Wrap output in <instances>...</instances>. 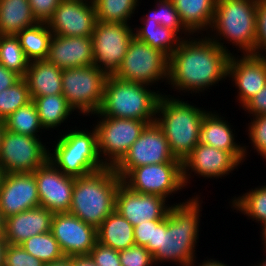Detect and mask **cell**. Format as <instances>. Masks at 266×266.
Wrapping results in <instances>:
<instances>
[{
	"label": "cell",
	"instance_id": "obj_27",
	"mask_svg": "<svg viewBox=\"0 0 266 266\" xmlns=\"http://www.w3.org/2000/svg\"><path fill=\"white\" fill-rule=\"evenodd\" d=\"M184 26L194 34L210 30L217 0H171Z\"/></svg>",
	"mask_w": 266,
	"mask_h": 266
},
{
	"label": "cell",
	"instance_id": "obj_37",
	"mask_svg": "<svg viewBox=\"0 0 266 266\" xmlns=\"http://www.w3.org/2000/svg\"><path fill=\"white\" fill-rule=\"evenodd\" d=\"M20 245L25 251L45 264L64 256L51 231L32 236Z\"/></svg>",
	"mask_w": 266,
	"mask_h": 266
},
{
	"label": "cell",
	"instance_id": "obj_5",
	"mask_svg": "<svg viewBox=\"0 0 266 266\" xmlns=\"http://www.w3.org/2000/svg\"><path fill=\"white\" fill-rule=\"evenodd\" d=\"M65 129L59 135H54V144L49 147L50 160L65 175L79 178L106 168L98 151L97 132L91 125L87 127ZM70 129V130H69ZM52 146V149H51ZM52 151V152H51Z\"/></svg>",
	"mask_w": 266,
	"mask_h": 266
},
{
	"label": "cell",
	"instance_id": "obj_3",
	"mask_svg": "<svg viewBox=\"0 0 266 266\" xmlns=\"http://www.w3.org/2000/svg\"><path fill=\"white\" fill-rule=\"evenodd\" d=\"M258 3L259 0H217L206 35L230 55L235 50L241 55L255 54ZM226 44L232 45V53Z\"/></svg>",
	"mask_w": 266,
	"mask_h": 266
},
{
	"label": "cell",
	"instance_id": "obj_2",
	"mask_svg": "<svg viewBox=\"0 0 266 266\" xmlns=\"http://www.w3.org/2000/svg\"><path fill=\"white\" fill-rule=\"evenodd\" d=\"M196 193L180 203L172 204L166 218L159 224L156 248L152 252L155 266L166 263L190 266L198 258L196 245L199 246L201 235L204 198L200 197L201 193Z\"/></svg>",
	"mask_w": 266,
	"mask_h": 266
},
{
	"label": "cell",
	"instance_id": "obj_8",
	"mask_svg": "<svg viewBox=\"0 0 266 266\" xmlns=\"http://www.w3.org/2000/svg\"><path fill=\"white\" fill-rule=\"evenodd\" d=\"M107 78L95 65L62 70V95L76 112L74 119L76 115L89 117L99 111Z\"/></svg>",
	"mask_w": 266,
	"mask_h": 266
},
{
	"label": "cell",
	"instance_id": "obj_28",
	"mask_svg": "<svg viewBox=\"0 0 266 266\" xmlns=\"http://www.w3.org/2000/svg\"><path fill=\"white\" fill-rule=\"evenodd\" d=\"M98 242L116 251L135 245L134 226L114 210L97 228Z\"/></svg>",
	"mask_w": 266,
	"mask_h": 266
},
{
	"label": "cell",
	"instance_id": "obj_11",
	"mask_svg": "<svg viewBox=\"0 0 266 266\" xmlns=\"http://www.w3.org/2000/svg\"><path fill=\"white\" fill-rule=\"evenodd\" d=\"M122 182L135 192L158 195L168 201L170 199V203L176 194H181L186 189L182 162L139 166L133 168Z\"/></svg>",
	"mask_w": 266,
	"mask_h": 266
},
{
	"label": "cell",
	"instance_id": "obj_55",
	"mask_svg": "<svg viewBox=\"0 0 266 266\" xmlns=\"http://www.w3.org/2000/svg\"><path fill=\"white\" fill-rule=\"evenodd\" d=\"M4 130H5V123L3 120H0V146H1V139H2Z\"/></svg>",
	"mask_w": 266,
	"mask_h": 266
},
{
	"label": "cell",
	"instance_id": "obj_14",
	"mask_svg": "<svg viewBox=\"0 0 266 266\" xmlns=\"http://www.w3.org/2000/svg\"><path fill=\"white\" fill-rule=\"evenodd\" d=\"M167 162L182 161L173 156L163 131L154 122L145 127L114 170L123 179L133 168Z\"/></svg>",
	"mask_w": 266,
	"mask_h": 266
},
{
	"label": "cell",
	"instance_id": "obj_47",
	"mask_svg": "<svg viewBox=\"0 0 266 266\" xmlns=\"http://www.w3.org/2000/svg\"><path fill=\"white\" fill-rule=\"evenodd\" d=\"M22 77L16 72L9 70L0 64V92L13 86Z\"/></svg>",
	"mask_w": 266,
	"mask_h": 266
},
{
	"label": "cell",
	"instance_id": "obj_50",
	"mask_svg": "<svg viewBox=\"0 0 266 266\" xmlns=\"http://www.w3.org/2000/svg\"><path fill=\"white\" fill-rule=\"evenodd\" d=\"M44 266H72V256H63L51 263H46Z\"/></svg>",
	"mask_w": 266,
	"mask_h": 266
},
{
	"label": "cell",
	"instance_id": "obj_4",
	"mask_svg": "<svg viewBox=\"0 0 266 266\" xmlns=\"http://www.w3.org/2000/svg\"><path fill=\"white\" fill-rule=\"evenodd\" d=\"M185 98L162 94L155 123L163 131L173 156L183 161L199 143L201 124L209 108H203Z\"/></svg>",
	"mask_w": 266,
	"mask_h": 266
},
{
	"label": "cell",
	"instance_id": "obj_10",
	"mask_svg": "<svg viewBox=\"0 0 266 266\" xmlns=\"http://www.w3.org/2000/svg\"><path fill=\"white\" fill-rule=\"evenodd\" d=\"M97 132L99 156L106 167H115L127 154L149 121L106 116H89ZM97 118V119H96Z\"/></svg>",
	"mask_w": 266,
	"mask_h": 266
},
{
	"label": "cell",
	"instance_id": "obj_54",
	"mask_svg": "<svg viewBox=\"0 0 266 266\" xmlns=\"http://www.w3.org/2000/svg\"><path fill=\"white\" fill-rule=\"evenodd\" d=\"M263 255L264 258L263 259L261 258V261L259 259L258 261H256V263L254 262V264H251V266H266V254L264 253Z\"/></svg>",
	"mask_w": 266,
	"mask_h": 266
},
{
	"label": "cell",
	"instance_id": "obj_33",
	"mask_svg": "<svg viewBox=\"0 0 266 266\" xmlns=\"http://www.w3.org/2000/svg\"><path fill=\"white\" fill-rule=\"evenodd\" d=\"M142 0H93L97 21L131 24ZM138 10V11H137ZM131 20V22H130Z\"/></svg>",
	"mask_w": 266,
	"mask_h": 266
},
{
	"label": "cell",
	"instance_id": "obj_31",
	"mask_svg": "<svg viewBox=\"0 0 266 266\" xmlns=\"http://www.w3.org/2000/svg\"><path fill=\"white\" fill-rule=\"evenodd\" d=\"M237 196V197H236ZM233 212L245 215L248 220L258 223L261 226L266 222V185H257L240 195L231 196L228 201ZM236 210V211H234Z\"/></svg>",
	"mask_w": 266,
	"mask_h": 266
},
{
	"label": "cell",
	"instance_id": "obj_36",
	"mask_svg": "<svg viewBox=\"0 0 266 266\" xmlns=\"http://www.w3.org/2000/svg\"><path fill=\"white\" fill-rule=\"evenodd\" d=\"M30 61L16 35H0V64L24 77Z\"/></svg>",
	"mask_w": 266,
	"mask_h": 266
},
{
	"label": "cell",
	"instance_id": "obj_48",
	"mask_svg": "<svg viewBox=\"0 0 266 266\" xmlns=\"http://www.w3.org/2000/svg\"><path fill=\"white\" fill-rule=\"evenodd\" d=\"M207 258V260H206ZM205 259L203 260H200L201 263H198L199 259H195L191 264L190 266H230L229 264L222 262L221 260L219 261L218 258H212L211 257H206ZM197 262V263H196ZM198 264V265H196Z\"/></svg>",
	"mask_w": 266,
	"mask_h": 266
},
{
	"label": "cell",
	"instance_id": "obj_6",
	"mask_svg": "<svg viewBox=\"0 0 266 266\" xmlns=\"http://www.w3.org/2000/svg\"><path fill=\"white\" fill-rule=\"evenodd\" d=\"M122 179L113 167L75 178L69 212L98 228L115 210L116 194Z\"/></svg>",
	"mask_w": 266,
	"mask_h": 266
},
{
	"label": "cell",
	"instance_id": "obj_29",
	"mask_svg": "<svg viewBox=\"0 0 266 266\" xmlns=\"http://www.w3.org/2000/svg\"><path fill=\"white\" fill-rule=\"evenodd\" d=\"M37 23L29 0H0V35H17Z\"/></svg>",
	"mask_w": 266,
	"mask_h": 266
},
{
	"label": "cell",
	"instance_id": "obj_40",
	"mask_svg": "<svg viewBox=\"0 0 266 266\" xmlns=\"http://www.w3.org/2000/svg\"><path fill=\"white\" fill-rule=\"evenodd\" d=\"M163 220H150L134 226L135 245L144 246L151 253L156 248L157 230Z\"/></svg>",
	"mask_w": 266,
	"mask_h": 266
},
{
	"label": "cell",
	"instance_id": "obj_53",
	"mask_svg": "<svg viewBox=\"0 0 266 266\" xmlns=\"http://www.w3.org/2000/svg\"><path fill=\"white\" fill-rule=\"evenodd\" d=\"M5 235V218L0 211V236Z\"/></svg>",
	"mask_w": 266,
	"mask_h": 266
},
{
	"label": "cell",
	"instance_id": "obj_9",
	"mask_svg": "<svg viewBox=\"0 0 266 266\" xmlns=\"http://www.w3.org/2000/svg\"><path fill=\"white\" fill-rule=\"evenodd\" d=\"M168 66L169 57L165 53L134 36L119 69L113 76L129 82L155 86L156 90L164 94L158 86L165 82L164 85L167 87Z\"/></svg>",
	"mask_w": 266,
	"mask_h": 266
},
{
	"label": "cell",
	"instance_id": "obj_51",
	"mask_svg": "<svg viewBox=\"0 0 266 266\" xmlns=\"http://www.w3.org/2000/svg\"><path fill=\"white\" fill-rule=\"evenodd\" d=\"M8 243L5 236H0V266H4L5 250Z\"/></svg>",
	"mask_w": 266,
	"mask_h": 266
},
{
	"label": "cell",
	"instance_id": "obj_44",
	"mask_svg": "<svg viewBox=\"0 0 266 266\" xmlns=\"http://www.w3.org/2000/svg\"><path fill=\"white\" fill-rule=\"evenodd\" d=\"M255 54L266 55V0L258 3Z\"/></svg>",
	"mask_w": 266,
	"mask_h": 266
},
{
	"label": "cell",
	"instance_id": "obj_41",
	"mask_svg": "<svg viewBox=\"0 0 266 266\" xmlns=\"http://www.w3.org/2000/svg\"><path fill=\"white\" fill-rule=\"evenodd\" d=\"M121 266H155L152 253L144 246H131L119 251Z\"/></svg>",
	"mask_w": 266,
	"mask_h": 266
},
{
	"label": "cell",
	"instance_id": "obj_35",
	"mask_svg": "<svg viewBox=\"0 0 266 266\" xmlns=\"http://www.w3.org/2000/svg\"><path fill=\"white\" fill-rule=\"evenodd\" d=\"M4 123L5 129L13 133L32 137H42L45 135L46 137V131H44L40 124L36 105L33 101H30L27 105L9 115L4 120Z\"/></svg>",
	"mask_w": 266,
	"mask_h": 266
},
{
	"label": "cell",
	"instance_id": "obj_24",
	"mask_svg": "<svg viewBox=\"0 0 266 266\" xmlns=\"http://www.w3.org/2000/svg\"><path fill=\"white\" fill-rule=\"evenodd\" d=\"M53 213L44 207L25 210L5 219V239L20 245L32 236L50 232Z\"/></svg>",
	"mask_w": 266,
	"mask_h": 266
},
{
	"label": "cell",
	"instance_id": "obj_17",
	"mask_svg": "<svg viewBox=\"0 0 266 266\" xmlns=\"http://www.w3.org/2000/svg\"><path fill=\"white\" fill-rule=\"evenodd\" d=\"M51 232L64 256L89 255L98 242L97 228L70 212L53 214Z\"/></svg>",
	"mask_w": 266,
	"mask_h": 266
},
{
	"label": "cell",
	"instance_id": "obj_45",
	"mask_svg": "<svg viewBox=\"0 0 266 266\" xmlns=\"http://www.w3.org/2000/svg\"><path fill=\"white\" fill-rule=\"evenodd\" d=\"M62 0H29L31 12L38 23H47Z\"/></svg>",
	"mask_w": 266,
	"mask_h": 266
},
{
	"label": "cell",
	"instance_id": "obj_25",
	"mask_svg": "<svg viewBox=\"0 0 266 266\" xmlns=\"http://www.w3.org/2000/svg\"><path fill=\"white\" fill-rule=\"evenodd\" d=\"M62 70L47 60L31 61L23 77L27 82L30 97L62 94Z\"/></svg>",
	"mask_w": 266,
	"mask_h": 266
},
{
	"label": "cell",
	"instance_id": "obj_56",
	"mask_svg": "<svg viewBox=\"0 0 266 266\" xmlns=\"http://www.w3.org/2000/svg\"><path fill=\"white\" fill-rule=\"evenodd\" d=\"M5 172L3 171V169L0 167V188H1V184L4 178Z\"/></svg>",
	"mask_w": 266,
	"mask_h": 266
},
{
	"label": "cell",
	"instance_id": "obj_12",
	"mask_svg": "<svg viewBox=\"0 0 266 266\" xmlns=\"http://www.w3.org/2000/svg\"><path fill=\"white\" fill-rule=\"evenodd\" d=\"M43 139V137L17 134L5 129L0 146V167L5 173L36 171L49 156V146Z\"/></svg>",
	"mask_w": 266,
	"mask_h": 266
},
{
	"label": "cell",
	"instance_id": "obj_13",
	"mask_svg": "<svg viewBox=\"0 0 266 266\" xmlns=\"http://www.w3.org/2000/svg\"><path fill=\"white\" fill-rule=\"evenodd\" d=\"M134 37V25L97 21L92 33L94 65L114 75L119 69Z\"/></svg>",
	"mask_w": 266,
	"mask_h": 266
},
{
	"label": "cell",
	"instance_id": "obj_30",
	"mask_svg": "<svg viewBox=\"0 0 266 266\" xmlns=\"http://www.w3.org/2000/svg\"><path fill=\"white\" fill-rule=\"evenodd\" d=\"M136 26V27H135ZM134 26V36L145 44L157 48L170 57L182 38L172 29L159 23L140 22Z\"/></svg>",
	"mask_w": 266,
	"mask_h": 266
},
{
	"label": "cell",
	"instance_id": "obj_42",
	"mask_svg": "<svg viewBox=\"0 0 266 266\" xmlns=\"http://www.w3.org/2000/svg\"><path fill=\"white\" fill-rule=\"evenodd\" d=\"M44 264L25 251L21 245L8 244L6 247L4 266H44Z\"/></svg>",
	"mask_w": 266,
	"mask_h": 266
},
{
	"label": "cell",
	"instance_id": "obj_19",
	"mask_svg": "<svg viewBox=\"0 0 266 266\" xmlns=\"http://www.w3.org/2000/svg\"><path fill=\"white\" fill-rule=\"evenodd\" d=\"M40 206L54 213L69 212L75 178L65 175L50 160L33 172Z\"/></svg>",
	"mask_w": 266,
	"mask_h": 266
},
{
	"label": "cell",
	"instance_id": "obj_16",
	"mask_svg": "<svg viewBox=\"0 0 266 266\" xmlns=\"http://www.w3.org/2000/svg\"><path fill=\"white\" fill-rule=\"evenodd\" d=\"M227 80L235 87L240 110L266 85V55L237 53L230 56Z\"/></svg>",
	"mask_w": 266,
	"mask_h": 266
},
{
	"label": "cell",
	"instance_id": "obj_15",
	"mask_svg": "<svg viewBox=\"0 0 266 266\" xmlns=\"http://www.w3.org/2000/svg\"><path fill=\"white\" fill-rule=\"evenodd\" d=\"M240 165L242 166L230 152L198 143L182 161L183 182L189 188L194 176L209 181L225 179L234 170L238 171Z\"/></svg>",
	"mask_w": 266,
	"mask_h": 266
},
{
	"label": "cell",
	"instance_id": "obj_7",
	"mask_svg": "<svg viewBox=\"0 0 266 266\" xmlns=\"http://www.w3.org/2000/svg\"><path fill=\"white\" fill-rule=\"evenodd\" d=\"M155 87L134 83L109 75L103 102L93 116L135 119L154 123L161 93Z\"/></svg>",
	"mask_w": 266,
	"mask_h": 266
},
{
	"label": "cell",
	"instance_id": "obj_32",
	"mask_svg": "<svg viewBox=\"0 0 266 266\" xmlns=\"http://www.w3.org/2000/svg\"><path fill=\"white\" fill-rule=\"evenodd\" d=\"M16 36L30 62L46 60L53 37L47 23H37L35 26L22 30Z\"/></svg>",
	"mask_w": 266,
	"mask_h": 266
},
{
	"label": "cell",
	"instance_id": "obj_20",
	"mask_svg": "<svg viewBox=\"0 0 266 266\" xmlns=\"http://www.w3.org/2000/svg\"><path fill=\"white\" fill-rule=\"evenodd\" d=\"M161 196L142 194L131 190L123 182L116 194L115 210L126 218L133 226L150 220H164L172 204Z\"/></svg>",
	"mask_w": 266,
	"mask_h": 266
},
{
	"label": "cell",
	"instance_id": "obj_43",
	"mask_svg": "<svg viewBox=\"0 0 266 266\" xmlns=\"http://www.w3.org/2000/svg\"><path fill=\"white\" fill-rule=\"evenodd\" d=\"M97 266H121L119 251L97 242L88 255Z\"/></svg>",
	"mask_w": 266,
	"mask_h": 266
},
{
	"label": "cell",
	"instance_id": "obj_38",
	"mask_svg": "<svg viewBox=\"0 0 266 266\" xmlns=\"http://www.w3.org/2000/svg\"><path fill=\"white\" fill-rule=\"evenodd\" d=\"M31 100L26 80L22 77L13 86L0 92V120H5Z\"/></svg>",
	"mask_w": 266,
	"mask_h": 266
},
{
	"label": "cell",
	"instance_id": "obj_18",
	"mask_svg": "<svg viewBox=\"0 0 266 266\" xmlns=\"http://www.w3.org/2000/svg\"><path fill=\"white\" fill-rule=\"evenodd\" d=\"M96 22L93 0H62L47 24L53 35L91 37Z\"/></svg>",
	"mask_w": 266,
	"mask_h": 266
},
{
	"label": "cell",
	"instance_id": "obj_39",
	"mask_svg": "<svg viewBox=\"0 0 266 266\" xmlns=\"http://www.w3.org/2000/svg\"><path fill=\"white\" fill-rule=\"evenodd\" d=\"M249 118L251 121L246 124L245 132L248 135L250 147L254 153H257L256 155H260V158L264 159V162L266 160V115Z\"/></svg>",
	"mask_w": 266,
	"mask_h": 266
},
{
	"label": "cell",
	"instance_id": "obj_1",
	"mask_svg": "<svg viewBox=\"0 0 266 266\" xmlns=\"http://www.w3.org/2000/svg\"><path fill=\"white\" fill-rule=\"evenodd\" d=\"M230 56L206 34H194L182 39L176 51L169 57L168 66L167 85L171 89L169 93L176 91L177 94H169L168 89L164 94L167 92L166 95L177 98L189 94H192L191 97L201 94L204 96L205 93L208 95L207 92L212 87L226 82Z\"/></svg>",
	"mask_w": 266,
	"mask_h": 266
},
{
	"label": "cell",
	"instance_id": "obj_52",
	"mask_svg": "<svg viewBox=\"0 0 266 266\" xmlns=\"http://www.w3.org/2000/svg\"><path fill=\"white\" fill-rule=\"evenodd\" d=\"M259 227H260L259 230H261L259 236L261 237V245L263 246L262 247L263 248L262 250H263L264 253H266V222L263 223Z\"/></svg>",
	"mask_w": 266,
	"mask_h": 266
},
{
	"label": "cell",
	"instance_id": "obj_22",
	"mask_svg": "<svg viewBox=\"0 0 266 266\" xmlns=\"http://www.w3.org/2000/svg\"><path fill=\"white\" fill-rule=\"evenodd\" d=\"M222 115L224 114L218 113L211 107L205 113L201 124L199 143L228 151L243 165L246 160H249L247 158L251 156L249 154L253 150L249 152V144L247 146L245 143L240 144L239 141H236V129L231 125V120L228 121L227 116L223 117Z\"/></svg>",
	"mask_w": 266,
	"mask_h": 266
},
{
	"label": "cell",
	"instance_id": "obj_21",
	"mask_svg": "<svg viewBox=\"0 0 266 266\" xmlns=\"http://www.w3.org/2000/svg\"><path fill=\"white\" fill-rule=\"evenodd\" d=\"M40 206L33 172L5 173L0 188V211L4 218Z\"/></svg>",
	"mask_w": 266,
	"mask_h": 266
},
{
	"label": "cell",
	"instance_id": "obj_46",
	"mask_svg": "<svg viewBox=\"0 0 266 266\" xmlns=\"http://www.w3.org/2000/svg\"><path fill=\"white\" fill-rule=\"evenodd\" d=\"M241 109L247 117L266 115V85L254 95ZM249 114V116H248Z\"/></svg>",
	"mask_w": 266,
	"mask_h": 266
},
{
	"label": "cell",
	"instance_id": "obj_49",
	"mask_svg": "<svg viewBox=\"0 0 266 266\" xmlns=\"http://www.w3.org/2000/svg\"><path fill=\"white\" fill-rule=\"evenodd\" d=\"M72 266H97L88 255L72 256Z\"/></svg>",
	"mask_w": 266,
	"mask_h": 266
},
{
	"label": "cell",
	"instance_id": "obj_34",
	"mask_svg": "<svg viewBox=\"0 0 266 266\" xmlns=\"http://www.w3.org/2000/svg\"><path fill=\"white\" fill-rule=\"evenodd\" d=\"M147 13H143L139 21L159 23L174 30L182 39L193 35L181 22L179 13L171 0H154L153 8L148 9Z\"/></svg>",
	"mask_w": 266,
	"mask_h": 266
},
{
	"label": "cell",
	"instance_id": "obj_26",
	"mask_svg": "<svg viewBox=\"0 0 266 266\" xmlns=\"http://www.w3.org/2000/svg\"><path fill=\"white\" fill-rule=\"evenodd\" d=\"M31 100L36 105L40 124L44 131L46 130V133L49 134L47 131L53 133V131L56 130L57 134H61L64 130L60 128H62L65 123L67 124L64 126L65 128L67 127L68 129L73 127L72 125L69 127L68 123L73 119L71 115L76 112L62 94L41 96L31 98Z\"/></svg>",
	"mask_w": 266,
	"mask_h": 266
},
{
	"label": "cell",
	"instance_id": "obj_23",
	"mask_svg": "<svg viewBox=\"0 0 266 266\" xmlns=\"http://www.w3.org/2000/svg\"><path fill=\"white\" fill-rule=\"evenodd\" d=\"M46 60L61 69L94 65L92 38L53 35Z\"/></svg>",
	"mask_w": 266,
	"mask_h": 266
}]
</instances>
